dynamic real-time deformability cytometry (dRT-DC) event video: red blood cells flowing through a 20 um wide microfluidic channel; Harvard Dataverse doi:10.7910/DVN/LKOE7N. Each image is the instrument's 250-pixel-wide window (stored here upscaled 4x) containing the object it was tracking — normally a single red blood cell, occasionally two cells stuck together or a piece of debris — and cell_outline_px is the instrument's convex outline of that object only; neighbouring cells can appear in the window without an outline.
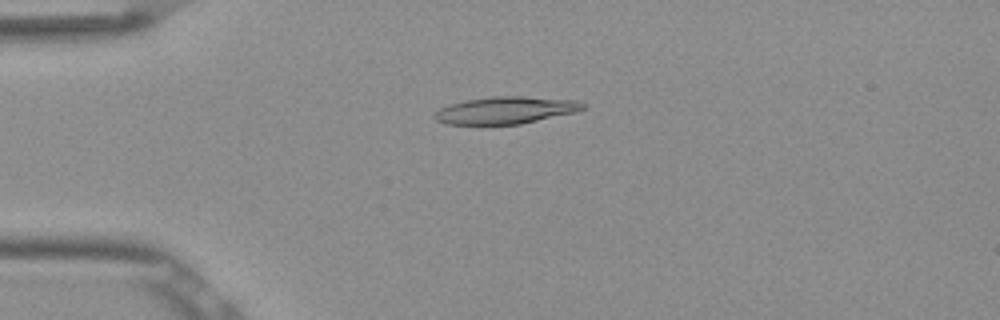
{"species": "Egyptian fruit bat (a non-hibernating species)", "species_latin": "Rousettus aegyptiacus", "temperature_condition": "room temperature", "stored_images_in_passage": 52, "camera_frame_rate_fps": 3000, "um_per_image_px": 0.085, "frame": {"image": 1, "passage_image": 13, "time_ms": 4.0, "image_size_px": [1000, 320], "cell_outline_px": [[588, 104], [584, 108], [576, 112], [520, 124], [448, 124], [436, 120], [432, 116], [440, 108], [452, 104], [468, 100], [492, 96], [520, 96], [576, 100]], "centroid_in_image_um": [43.02, 9.37], "position_along_channel_um": 42.0, "area_um2": 23.29}}
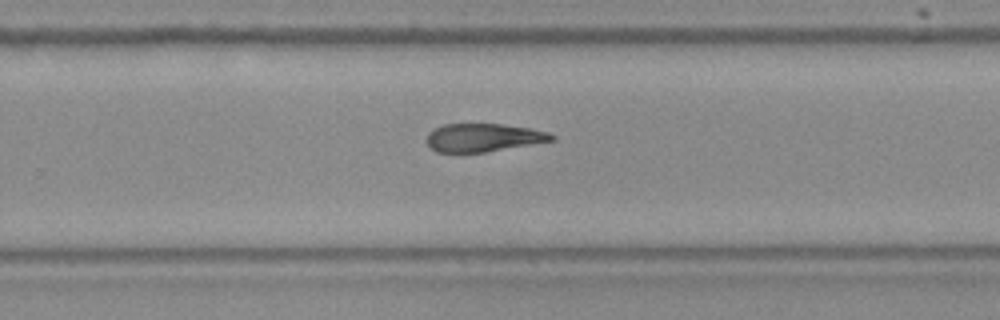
{"frame": {"image": 2, "passage_image": 34, "time_ms": 11.0, "image_size_px": [1000, 320], "cell_outline_px": [[556, 140], [484, 152], [436, 152], [428, 144], [428, 132], [432, 128], [444, 124], [500, 124], [532, 128], [548, 132], [556, 136]], "centroid_in_image_um": [41.1, 11.68], "position_along_channel_um": 288.7, "area_um2": 20.46}}
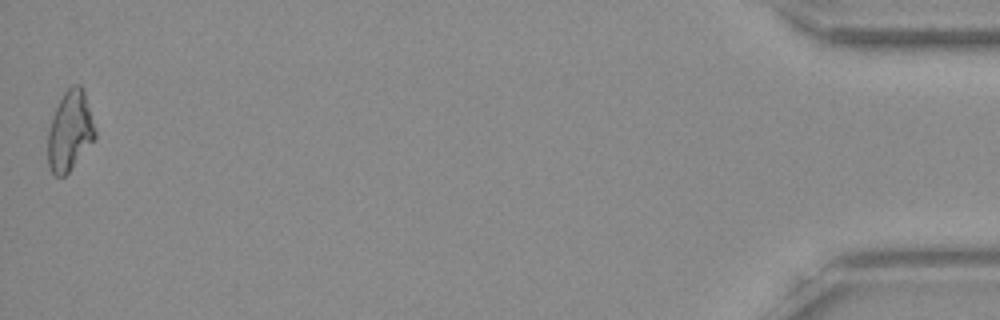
{"frame": {"image": 3, "passage_image": 52, "time_ms": 17.0, "image_size_px": [1000, 320], "cell_outline_px": [[96, 136], [68, 172], [64, 176], [56, 176], [52, 172], [48, 164], [48, 132], [52, 116], [64, 92], [72, 84], [80, 84], [84, 88], [96, 132]], "centroid_in_image_um": [5.94, 11.09], "position_along_channel_um": 429.3, "area_um2": 21.68}, "authors_computed_cell_mechanics": {"area_um2": 22.1663, "velocity_mm_per_s": 3.8914, "shape_relaxation_time_tau1_ms": null, "shape_relaxation_time_tau2_ms": 3.6291, "deformation_change_tau1": null, "deformation_change_tau2": 0.1305}}